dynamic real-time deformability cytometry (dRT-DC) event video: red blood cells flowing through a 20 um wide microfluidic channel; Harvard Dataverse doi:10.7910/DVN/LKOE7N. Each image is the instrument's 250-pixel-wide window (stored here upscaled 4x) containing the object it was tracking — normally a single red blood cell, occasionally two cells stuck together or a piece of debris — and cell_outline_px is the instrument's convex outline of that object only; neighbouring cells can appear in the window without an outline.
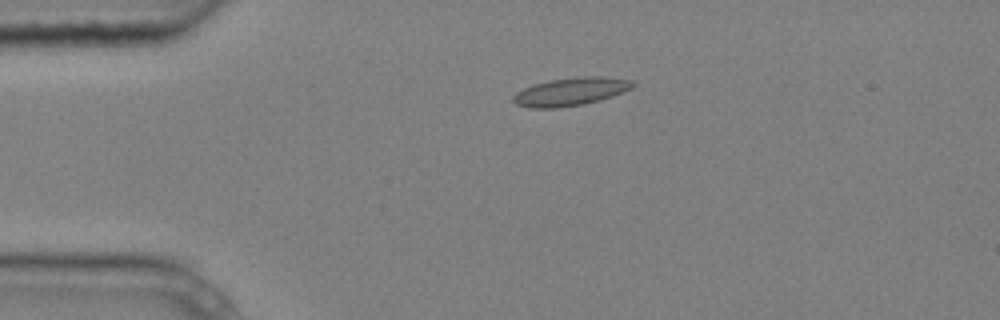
{"species": "common noctule bat (a hibernating species)", "species_latin": "Nyctalus noctula", "temperature_condition": "cold", "stored_images_in_passage": 5, "camera_frame_rate_fps": 3000, "um_per_image_px": 0.085, "animal": {"sex": "male", "body_mass_g": 20.4}, "frame": {"image": 1, "passage_image": 4, "time_ms": 1.0, "image_size_px": [1000, 320], "cell_outline_px": [[636, 84], [632, 88], [624, 92], [600, 100], [584, 104], [556, 108], [528, 108], [516, 104], [512, 100], [512, 96], [516, 92], [532, 84], [548, 80], [584, 76], [604, 76], [632, 80]], "centroid_in_image_um": [48.5, 7.78], "position_along_channel_um": 36.5, "area_um2": 19.77}}